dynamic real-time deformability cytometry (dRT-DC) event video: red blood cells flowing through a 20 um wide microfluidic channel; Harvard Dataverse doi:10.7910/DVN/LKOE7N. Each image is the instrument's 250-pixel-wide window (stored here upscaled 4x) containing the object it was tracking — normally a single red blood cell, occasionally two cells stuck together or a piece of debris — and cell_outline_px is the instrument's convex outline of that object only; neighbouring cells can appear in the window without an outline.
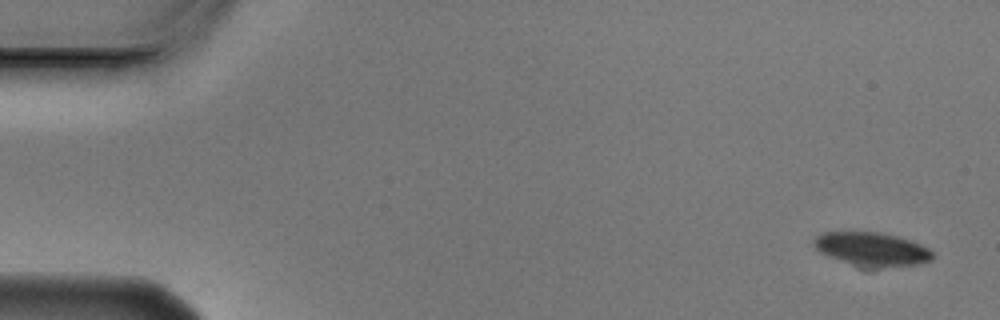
{"species": "Egyptian fruit bat (a non-hibernating species)", "species_latin": "Rousettus aegyptiacus", "temperature_condition": "cold", "stored_images_in_passage": 5, "camera_frame_rate_fps": 3000, "um_per_image_px": 0.085, "animal": {"sex": "male"}, "frame": {"image": 1, "passage_image": 1, "time_ms": 0.0, "image_size_px": [1000, 320], "cell_outline_px": [[932, 260], [920, 264], [872, 268], [860, 268], [828, 256], [820, 252], [812, 244], [812, 240], [816, 236], [824, 232], [880, 232], [896, 236], [920, 244], [928, 248], [932, 252]], "centroid_in_image_um": [74.07, 21.19], "position_along_channel_um": 10.9, "area_um2": 23.41}}
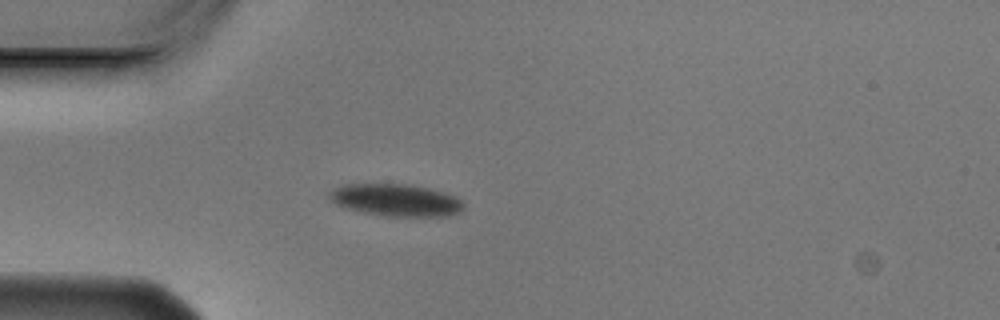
{"frame": {"image": 2, "passage_image": 4, "time_ms": 1.0, "image_size_px": [1000, 320], "cell_outline_px": [[464, 208], [460, 212], [448, 216], [384, 216], [360, 212], [344, 208], [336, 204], [328, 196], [328, 192], [332, 188], [344, 184], [408, 184], [428, 188], [444, 192], [460, 200], [464, 204]], "centroid_in_image_um": [33.61, 17.01], "position_along_channel_um": 51.4, "area_um2": 25.32}}